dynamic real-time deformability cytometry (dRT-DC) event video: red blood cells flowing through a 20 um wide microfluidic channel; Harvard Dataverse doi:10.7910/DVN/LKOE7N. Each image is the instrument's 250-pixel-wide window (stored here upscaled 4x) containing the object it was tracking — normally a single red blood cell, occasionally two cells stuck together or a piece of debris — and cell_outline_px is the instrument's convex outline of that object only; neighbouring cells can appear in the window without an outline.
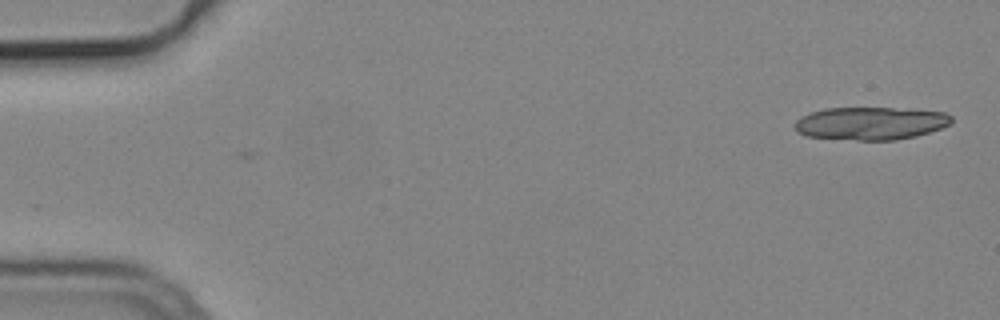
{"species": "common noctule bat (a hibernating species)", "species_latin": "Nyctalus noctula", "temperature_condition": "cold", "stored_images_in_passage": 2, "camera_frame_rate_fps": 3000, "um_per_image_px": 0.085, "animal": {"sex": "male", "body_mass_g": 19.2, "forearm_length_mm": 51.8}, "frame": {"image": 1, "passage_image": 2, "time_ms": 0.333, "image_size_px": [1000, 320], "cell_outline_px": [[952, 120], [948, 124], [940, 128], [916, 136], [896, 140], [856, 140], [808, 136], [796, 132], [796, 120], [812, 112], [824, 108], [892, 108], [944, 112], [952, 116]], "centroid_in_image_um": [74.0, 10.48], "position_along_channel_um": 11.0, "area_um2": 29.65}}